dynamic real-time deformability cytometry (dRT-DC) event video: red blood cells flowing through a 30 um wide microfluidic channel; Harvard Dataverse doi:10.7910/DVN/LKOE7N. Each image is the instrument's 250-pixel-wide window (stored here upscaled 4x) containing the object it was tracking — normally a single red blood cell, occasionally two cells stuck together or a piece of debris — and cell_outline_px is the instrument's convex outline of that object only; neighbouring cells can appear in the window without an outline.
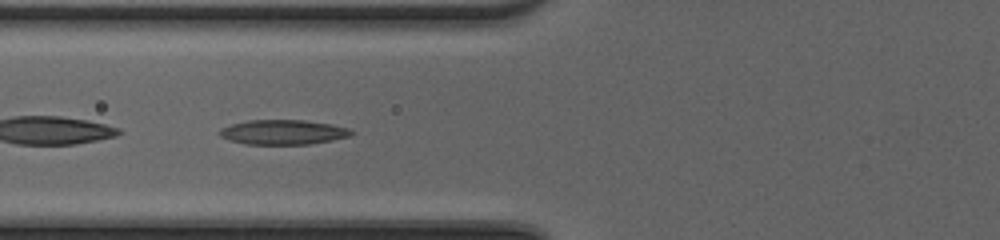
{"species": "common noctule bat (a hibernating species)", "species_latin": "Nyctalus noctula", "temperature_condition": "cold", "stored_images_in_passage": 51, "camera_frame_rate_fps": 3000, "um_per_image_px": 0.085, "animal": {"sex": "female", "body_mass_g": 20.0, "forearm_length_mm": 54.0}, "frame": {"image": 1, "passage_image": 22, "time_ms": 7.0, "image_size_px": [1000, 240], "cell_outline_px": [[356, 132], [352, 136], [332, 140], [308, 144], [244, 144], [220, 136], [220, 128], [232, 124], [248, 120], [304, 120], [332, 124], [348, 128]], "centroid_in_image_um": [24.12, 11.23], "position_along_channel_um": 101.7, "area_um2": 18.96}}
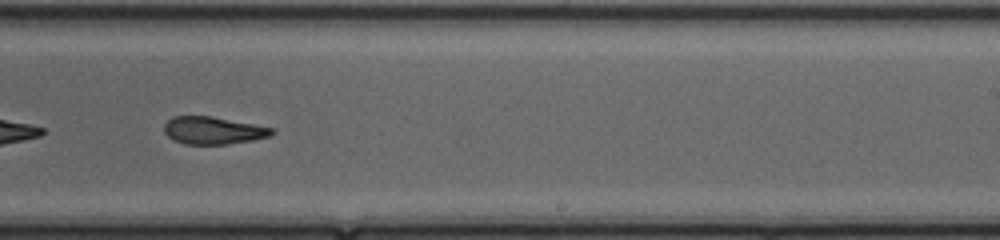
{"frame": {"image": 2, "passage_image": 34, "time_ms": 11.0, "image_size_px": [1000, 240], "cell_outline_px": [[276, 132], [272, 136], [252, 140], [228, 144], [184, 144], [172, 140], [164, 132], [164, 124], [172, 116], [212, 116], [272, 128]], "centroid_in_image_um": [18.1, 11.09], "position_along_channel_um": 270.9, "area_um2": 17.28}}
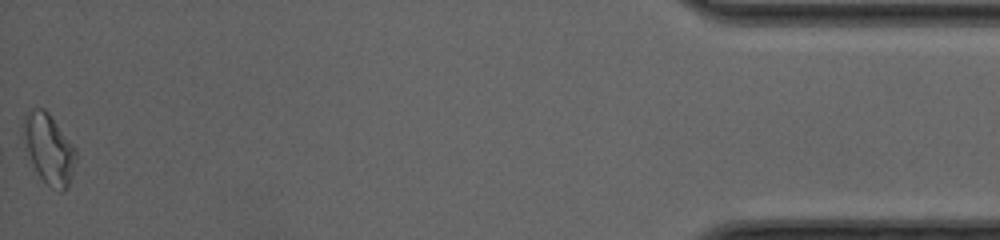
{"frame": {"image": 3, "passage_image": 51, "time_ms": 16.667, "image_size_px": [1000, 240], "cell_outline_px": [[76, 160], [72, 176], [68, 188], [60, 192], [52, 188], [36, 172], [32, 164], [24, 144], [24, 112], [32, 108], [44, 108], [48, 112], [76, 148]], "centroid_in_image_um": [4.16, 12.65], "position_along_channel_um": 431.0, "area_um2": 21.44}, "authors_computed_cell_mechanics": {"area_um2": 19.4208, "velocity_mm_per_s": 4.2206, "shape_relaxation_time_tau1_ms": 9.4614, "shape_relaxation_time_tau2_ms": 2.0057, "deformation_change_tau1": 0.2421, "deformation_change_tau2": 0.1035}}